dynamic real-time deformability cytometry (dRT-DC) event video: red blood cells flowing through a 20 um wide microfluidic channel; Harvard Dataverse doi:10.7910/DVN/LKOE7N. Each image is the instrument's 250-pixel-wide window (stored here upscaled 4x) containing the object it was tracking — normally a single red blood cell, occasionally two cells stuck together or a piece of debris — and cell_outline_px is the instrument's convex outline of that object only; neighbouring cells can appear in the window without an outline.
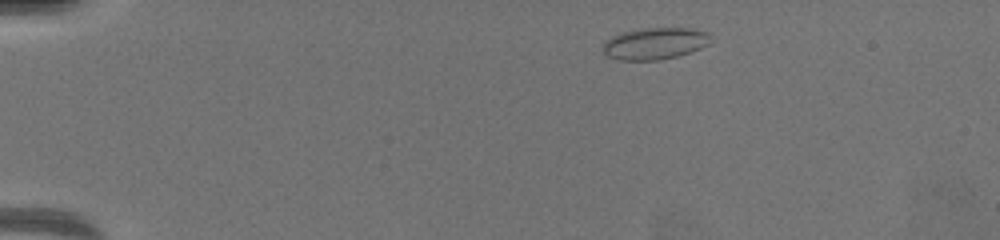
{"species": "common noctule bat (a hibernating species)", "species_latin": "Nyctalus noctula", "temperature_condition": "warm", "stored_images_in_passage": 11, "camera_frame_rate_fps": 3000, "um_per_image_px": 0.085, "animal": {"sex": "female", "body_mass_g": 19.5, "forearm_length_mm": 54.1}, "frame": {"image": 1, "passage_image": 1, "time_ms": 0.0, "image_size_px": [1000, 240], "cell_outline_px": [[708, 44], [700, 48], [676, 56], [656, 60], [620, 60], [608, 56], [600, 48], [600, 44], [604, 40], [612, 36], [624, 32], [644, 28], [688, 28], [708, 32]], "centroid_in_image_um": [55.57, 3.69], "position_along_channel_um": 29.4, "area_um2": 19.77}}